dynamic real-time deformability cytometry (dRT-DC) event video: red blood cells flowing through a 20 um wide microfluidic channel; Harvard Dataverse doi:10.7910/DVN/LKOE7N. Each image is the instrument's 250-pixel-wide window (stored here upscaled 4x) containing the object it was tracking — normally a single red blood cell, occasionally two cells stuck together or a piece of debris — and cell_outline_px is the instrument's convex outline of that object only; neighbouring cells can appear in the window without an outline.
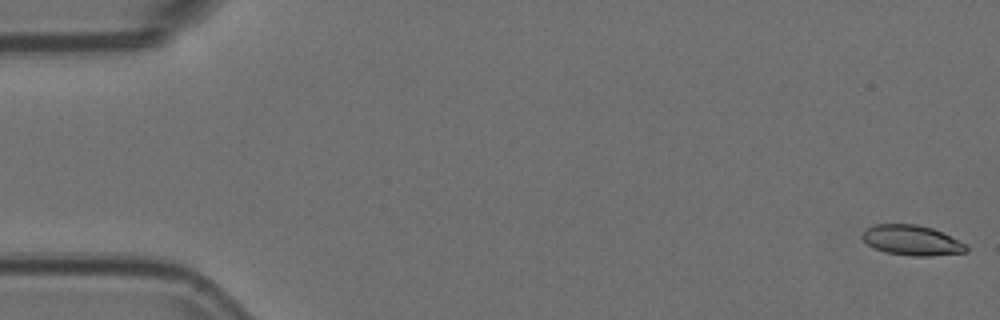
{"species": "Egyptian fruit bat (a non-hibernating species)", "species_latin": "Rousettus aegyptiacus", "temperature_condition": "room temperature", "stored_images_in_passage": 25, "camera_frame_rate_fps": 3000, "um_per_image_px": 0.085, "animal": {"sex": "female"}, "frame": {"image": 1, "passage_image": 1, "time_ms": 0.0, "image_size_px": [1000, 320], "cell_outline_px": [[968, 252], [928, 256], [912, 256], [884, 252], [872, 248], [860, 236], [868, 228], [876, 224], [916, 224], [932, 228], [964, 244], [968, 248]], "centroid_in_image_um": [77.46, 20.43], "position_along_channel_um": 7.5, "area_um2": 18.03}}
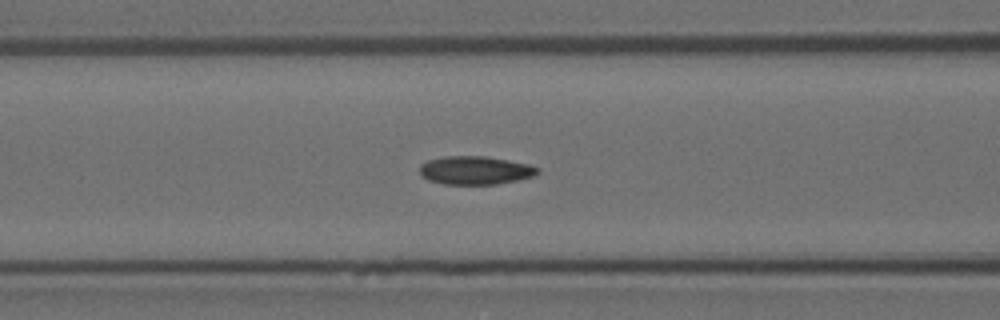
{"frame": {"image": 2, "passage_image": 22, "time_ms": 7.0, "image_size_px": [1000, 320], "cell_outline_px": [[540, 172], [532, 176], [516, 180], [496, 184], [444, 184], [428, 180], [420, 172], [420, 164], [428, 160], [444, 156], [484, 156], [508, 160], [528, 164], [540, 168]], "centroid_in_image_um": [40.39, 14.47], "position_along_channel_um": 126.2, "area_um2": 19.36}}
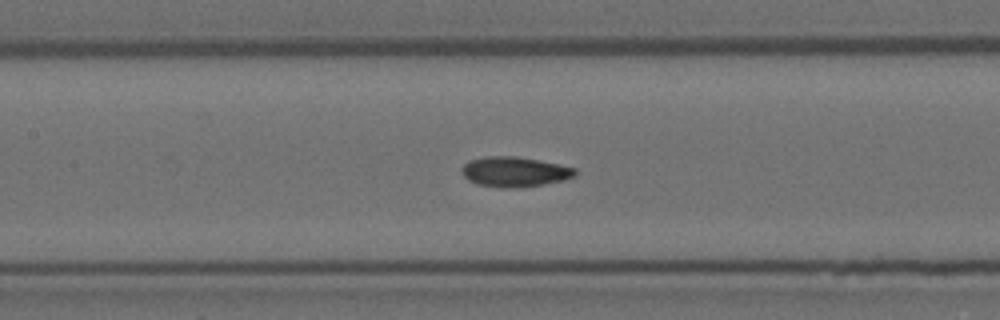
{"frame": {"image": 3, "passage_image": 25, "time_ms": 8.0, "image_size_px": [1000, 320], "cell_outline_px": [[576, 176], [564, 180], [544, 184], [516, 188], [508, 188], [476, 184], [468, 180], [460, 172], [460, 168], [468, 160], [488, 156], [516, 156], [560, 164], [576, 168]], "centroid_in_image_um": [43.73, 14.6], "position_along_channel_um": 163.7, "area_um2": 20.0}}